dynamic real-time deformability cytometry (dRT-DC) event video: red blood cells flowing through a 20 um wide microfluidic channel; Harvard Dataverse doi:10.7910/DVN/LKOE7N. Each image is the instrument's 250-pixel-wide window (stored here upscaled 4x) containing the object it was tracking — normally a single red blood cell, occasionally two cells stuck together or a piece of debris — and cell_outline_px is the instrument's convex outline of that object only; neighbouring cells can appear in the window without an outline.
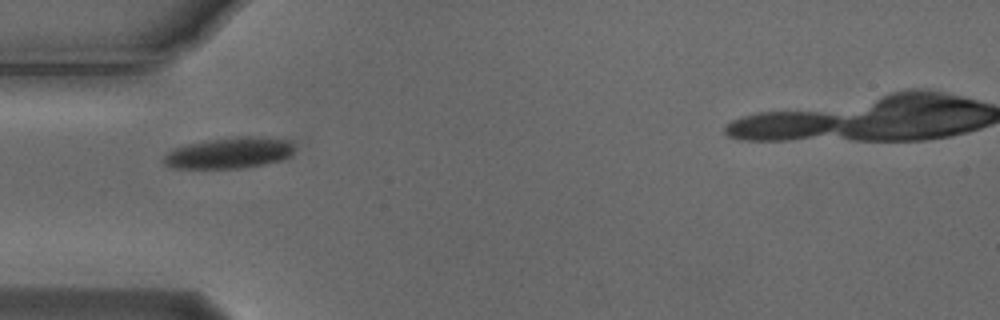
{"species": "Egyptian fruit bat (a non-hibernating species)", "species_latin": "Rousettus aegyptiacus", "temperature_condition": "cold", "stored_images_in_passage": 31, "camera_frame_rate_fps": 3000, "um_per_image_px": 0.085, "animal": {"sex": "male"}, "frame": {"image": 1, "passage_image": 1, "time_ms": 0.0, "image_size_px": [1000, 320], "cell_outline_px": [[296, 148], [288, 156], [280, 160], [264, 164], [244, 168], [172, 168], [164, 164], [164, 156], [172, 148], [184, 144], [236, 136], [260, 136], [292, 140]], "centroid_in_image_um": [19.51, 12.98], "position_along_channel_um": 65.5, "area_um2": 23.93}}
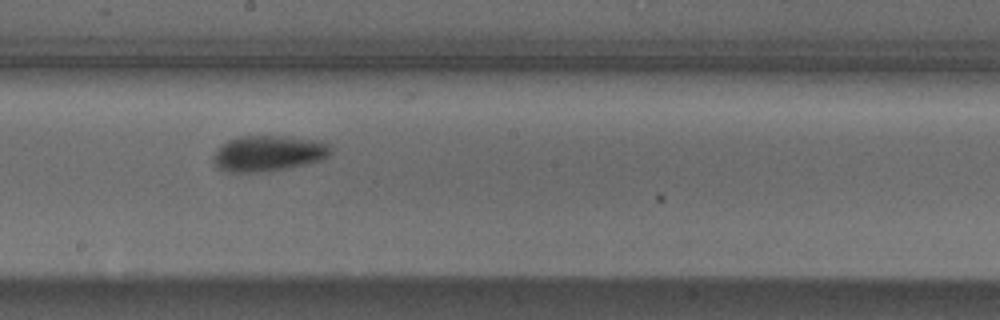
{"frame": {"image": 2, "passage_image": 14, "time_ms": 4.333, "image_size_px": [1000, 320], "cell_outline_px": [[332, 152], [328, 156], [320, 160], [288, 168], [256, 172], [228, 172], [216, 168], [212, 160], [212, 156], [220, 144], [236, 136], [288, 136], [320, 140], [328, 144], [332, 148]], "centroid_in_image_um": [22.77, 13.02], "position_along_channel_um": 225.4, "area_um2": 24.8}}
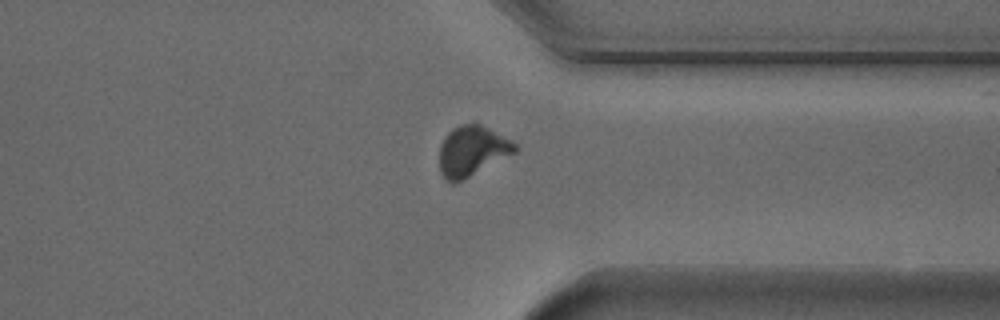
{"frame": {"image": 3, "passage_image": 26, "time_ms": 8.333, "image_size_px": [1000, 320], "cell_outline_px": [[520, 148], [516, 152], [456, 184], [452, 184], [444, 180], [440, 172], [440, 144], [444, 136], [452, 128], [460, 124], [480, 124], [516, 144]], "centroid_in_image_um": [40.08, 12.87], "position_along_channel_um": 371.3, "area_um2": 22.14}, "authors_computed_cell_mechanics": {"area_um2": 23.4668, "velocity_mm_per_s": 3.706, "shape_relaxation_time_tau1_ms": 3.1446, "shape_relaxation_time_tau2_ms": 4.4113, "deformation_change_tau1": 0.1285, "deformation_change_tau2": 0.0727}}